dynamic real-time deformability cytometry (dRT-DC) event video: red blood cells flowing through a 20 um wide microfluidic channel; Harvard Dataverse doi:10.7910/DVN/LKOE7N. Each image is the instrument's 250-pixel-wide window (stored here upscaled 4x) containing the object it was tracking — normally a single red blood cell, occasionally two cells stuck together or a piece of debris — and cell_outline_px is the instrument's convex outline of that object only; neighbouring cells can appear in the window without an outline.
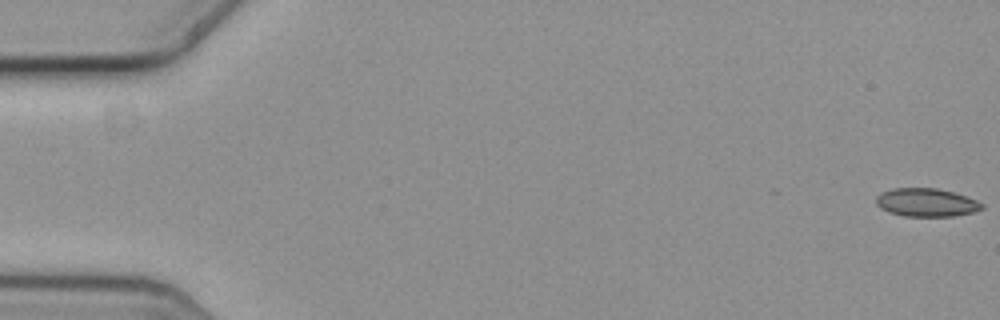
{"species": "common noctule bat (a hibernating species)", "species_latin": "Nyctalus noctula", "temperature_condition": "cold", "stored_images_in_passage": 11, "camera_frame_rate_fps": 3000, "um_per_image_px": 0.085, "animal": {"sex": "female", "body_mass_g": 19.3, "forearm_length_mm": 54.1}, "frame": {"image": 1, "passage_image": 1, "time_ms": 0.0, "image_size_px": [1000, 320], "cell_outline_px": [[984, 208], [972, 212], [952, 216], [904, 216], [888, 212], [880, 208], [876, 204], [876, 196], [892, 188], [936, 188], [952, 192], [976, 200], [984, 204]], "centroid_in_image_um": [78.72, 17.21], "position_along_channel_um": 6.3, "area_um2": 17.28}}